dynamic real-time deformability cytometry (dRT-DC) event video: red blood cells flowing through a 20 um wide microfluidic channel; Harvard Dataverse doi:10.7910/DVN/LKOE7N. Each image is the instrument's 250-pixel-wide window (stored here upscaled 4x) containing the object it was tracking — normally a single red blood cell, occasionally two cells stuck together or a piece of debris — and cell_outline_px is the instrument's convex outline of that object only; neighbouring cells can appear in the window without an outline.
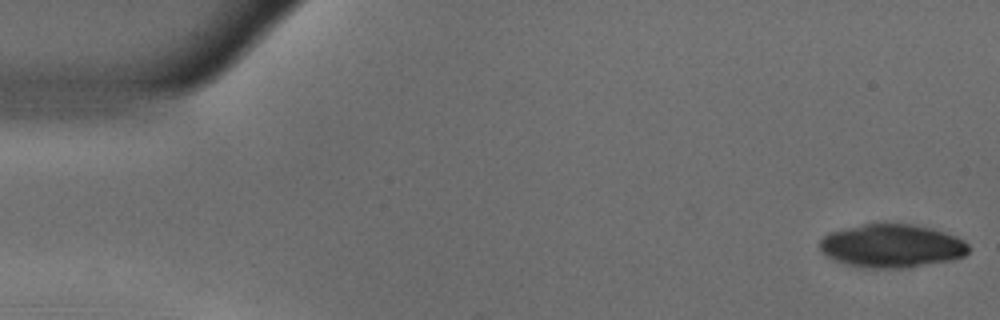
{"species": "common noctule bat (a hibernating species)", "species_latin": "Nyctalus noctula", "temperature_condition": "warm", "stored_images_in_passage": 54, "camera_frame_rate_fps": 3000, "um_per_image_px": 0.085, "animal": {"sex": "male", "body_mass_g": 18.8}, "frame": {"image": 1, "passage_image": 1, "time_ms": 0.0, "image_size_px": [1000, 320], "cell_outline_px": [[968, 252], [964, 256], [952, 260], [912, 268], [864, 268], [848, 264], [836, 260], [828, 256], [820, 248], [820, 240], [824, 236], [832, 232], [864, 224], [912, 224], [932, 228], [956, 236], [964, 240], [968, 244]], "centroid_in_image_um": [75.86, 20.92], "position_along_channel_um": 9.1, "area_um2": 37.45}}